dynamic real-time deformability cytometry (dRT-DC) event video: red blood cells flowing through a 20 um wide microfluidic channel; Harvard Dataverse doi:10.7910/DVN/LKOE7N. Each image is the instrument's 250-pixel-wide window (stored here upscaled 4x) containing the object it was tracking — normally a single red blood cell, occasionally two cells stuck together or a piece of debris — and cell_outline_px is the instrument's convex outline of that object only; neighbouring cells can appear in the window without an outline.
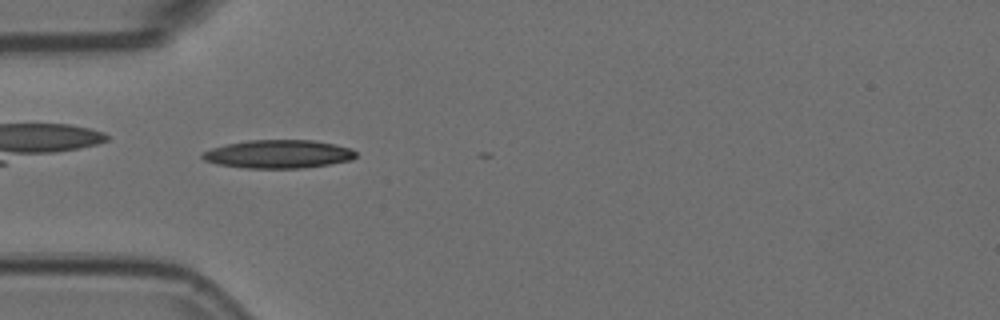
{"species": "Egyptian fruit bat (a non-hibernating species)", "species_latin": "Rousettus aegyptiacus", "temperature_condition": "room temperature", "stored_images_in_passage": 7, "camera_frame_rate_fps": 3000, "um_per_image_px": 0.085, "animal": {"sex": "female"}, "frame": {"image": 1, "passage_image": 3, "time_ms": 0.667, "image_size_px": [1000, 320], "cell_outline_px": [[356, 156], [352, 160], [328, 164], [300, 168], [244, 168], [216, 164], [204, 160], [200, 156], [204, 152], [212, 148], [224, 144], [248, 140], [312, 140], [352, 148], [356, 152]], "centroid_in_image_um": [23.63, 13.09], "position_along_channel_um": 61.4, "area_um2": 25.32}}